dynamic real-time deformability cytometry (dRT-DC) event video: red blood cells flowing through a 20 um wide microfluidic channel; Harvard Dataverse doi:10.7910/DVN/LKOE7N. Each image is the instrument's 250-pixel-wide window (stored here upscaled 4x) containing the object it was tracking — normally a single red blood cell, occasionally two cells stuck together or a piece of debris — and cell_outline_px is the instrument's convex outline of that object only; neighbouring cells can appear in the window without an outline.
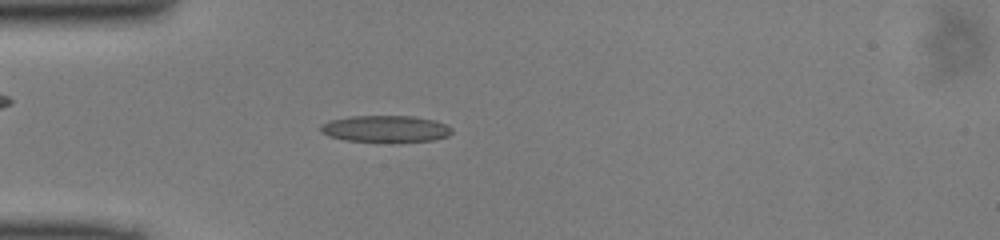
{"species": "common noctule bat (a hibernating species)", "species_latin": "Nyctalus noctula", "temperature_condition": "cold", "stored_images_in_passage": 44, "camera_frame_rate_fps": 3000, "um_per_image_px": 0.085, "animal": {"sex": "male", "body_mass_g": 13.0, "forearm_length_mm": 53.1}, "frame": {"image": 1, "passage_image": 9, "time_ms": 2.667, "image_size_px": [1000, 240], "cell_outline_px": [[452, 132], [448, 136], [432, 140], [348, 140], [328, 136], [320, 132], [320, 124], [328, 120], [352, 116], [412, 116], [436, 120], [452, 128]], "centroid_in_image_um": [32.73, 10.91], "position_along_channel_um": 52.3, "area_um2": 19.88}}
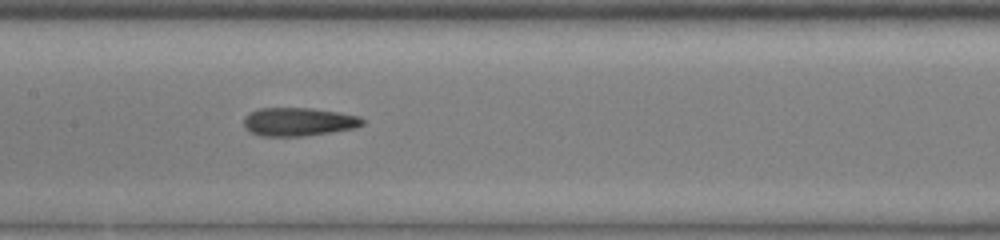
{"frame": {"image": 2, "passage_image": 19, "time_ms": 6.0, "image_size_px": [1000, 240], "cell_outline_px": [[364, 124], [356, 128], [332, 132], [304, 136], [260, 136], [252, 132], [244, 124], [244, 116], [248, 112], [260, 108], [312, 108], [360, 116], [364, 120]], "centroid_in_image_um": [25.39, 10.35], "position_along_channel_um": 182.0, "area_um2": 19.65}}
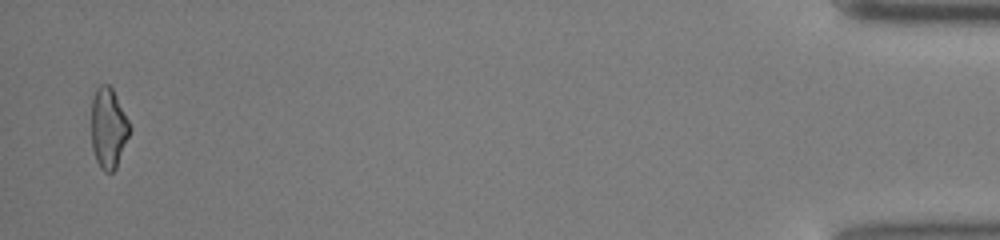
{"frame": {"image": 3, "passage_image": 43, "time_ms": 14.0, "image_size_px": [1000, 240], "cell_outline_px": [[132, 128], [116, 168], [112, 172], [104, 172], [100, 168], [96, 160], [92, 148], [92, 100], [96, 88], [100, 84], [108, 84], [112, 88]], "centroid_in_image_um": [9.22, 10.9], "position_along_channel_um": 426.0, "area_um2": 17.92}}